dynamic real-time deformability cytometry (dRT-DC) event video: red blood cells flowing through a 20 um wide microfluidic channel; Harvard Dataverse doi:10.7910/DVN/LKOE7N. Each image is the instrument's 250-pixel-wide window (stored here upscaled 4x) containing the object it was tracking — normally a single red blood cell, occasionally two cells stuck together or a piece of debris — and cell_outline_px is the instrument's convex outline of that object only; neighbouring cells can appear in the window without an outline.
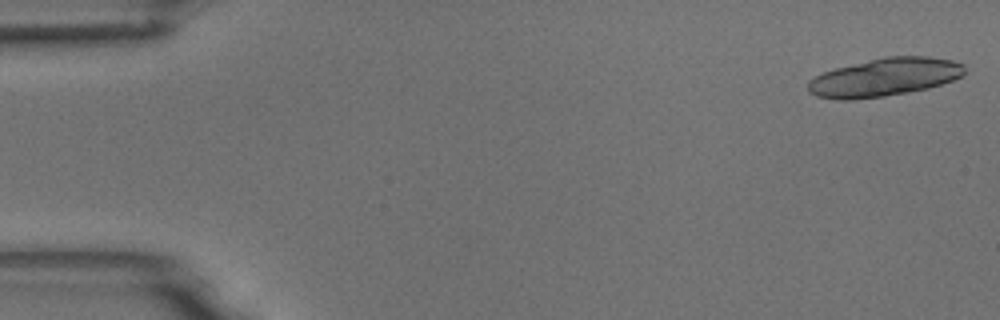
{"species": "common noctule bat (a hibernating species)", "species_latin": "Nyctalus noctula", "temperature_condition": "room temperature", "stored_images_in_passage": 5, "camera_frame_rate_fps": 3000, "um_per_image_px": 0.085, "animal": {"sex": "male", "body_mass_g": 18.8}, "frame": {"image": 1, "passage_image": 1, "time_ms": 0.0, "image_size_px": [1000, 320], "cell_outline_px": [[964, 72], [960, 76], [952, 80], [928, 88], [908, 92], [884, 96], [852, 100], [840, 100], [816, 96], [808, 92], [808, 80], [824, 72], [836, 68], [884, 56], [928, 56], [952, 60], [964, 64]], "centroid_in_image_um": [75.16, 6.57], "position_along_channel_um": 9.8, "area_um2": 34.68}}